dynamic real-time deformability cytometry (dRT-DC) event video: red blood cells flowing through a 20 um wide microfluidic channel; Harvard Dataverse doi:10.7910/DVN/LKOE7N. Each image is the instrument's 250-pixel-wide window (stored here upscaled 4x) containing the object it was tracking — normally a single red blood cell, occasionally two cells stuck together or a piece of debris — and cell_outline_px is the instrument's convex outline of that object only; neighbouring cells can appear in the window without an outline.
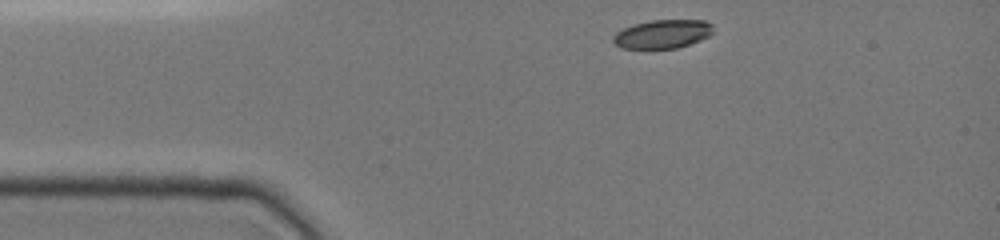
{"species": "common noctule bat (a hibernating species)", "species_latin": "Nyctalus noctula", "temperature_condition": "cold", "stored_images_in_passage": 13, "camera_frame_rate_fps": 3000, "um_per_image_px": 0.085, "animal": {"sex": "female", "body_mass_g": 19.0, "forearm_length_mm": 51.5}, "frame": {"image": 1, "passage_image": 1, "time_ms": 0.0, "image_size_px": [1000, 240], "cell_outline_px": [[712, 32], [708, 36], [700, 40], [676, 48], [620, 48], [612, 40], [612, 36], [616, 32], [632, 24], [652, 20], [704, 20], [712, 24]], "centroid_in_image_um": [56.29, 2.88], "position_along_channel_um": 28.7, "area_um2": 16.59}}
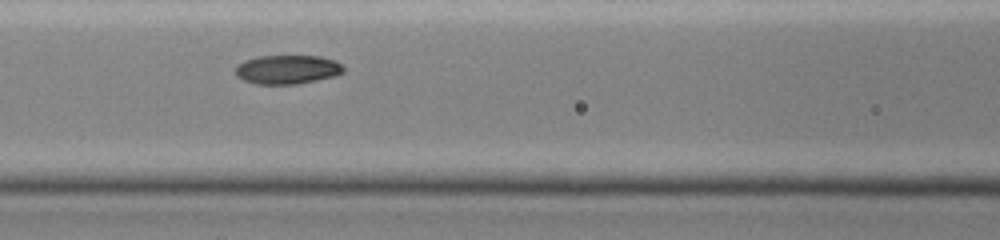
{"frame": {"image": 2, "passage_image": 10, "time_ms": 4.0, "image_size_px": [1000, 240], "cell_outline_px": [[344, 72], [336, 76], [296, 84], [256, 84], [244, 80], [236, 76], [236, 68], [244, 60], [256, 56], [320, 56], [336, 60], [344, 68]], "centroid_in_image_um": [24.44, 5.9], "position_along_channel_um": 142.2, "area_um2": 18.26}}
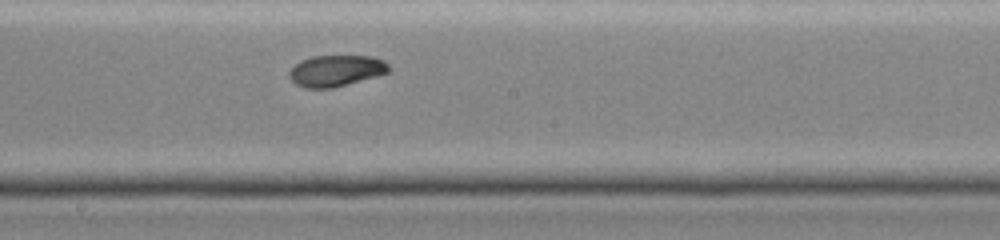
{"frame": {"image": 3, "passage_image": 13, "time_ms": 6.0, "image_size_px": [1000, 240], "cell_outline_px": [[388, 72], [376, 76], [332, 88], [304, 88], [296, 84], [288, 76], [288, 72], [300, 60], [312, 56], [372, 56], [384, 60], [388, 64]], "centroid_in_image_um": [28.53, 6.0], "position_along_channel_um": 219.7, "area_um2": 18.03}}